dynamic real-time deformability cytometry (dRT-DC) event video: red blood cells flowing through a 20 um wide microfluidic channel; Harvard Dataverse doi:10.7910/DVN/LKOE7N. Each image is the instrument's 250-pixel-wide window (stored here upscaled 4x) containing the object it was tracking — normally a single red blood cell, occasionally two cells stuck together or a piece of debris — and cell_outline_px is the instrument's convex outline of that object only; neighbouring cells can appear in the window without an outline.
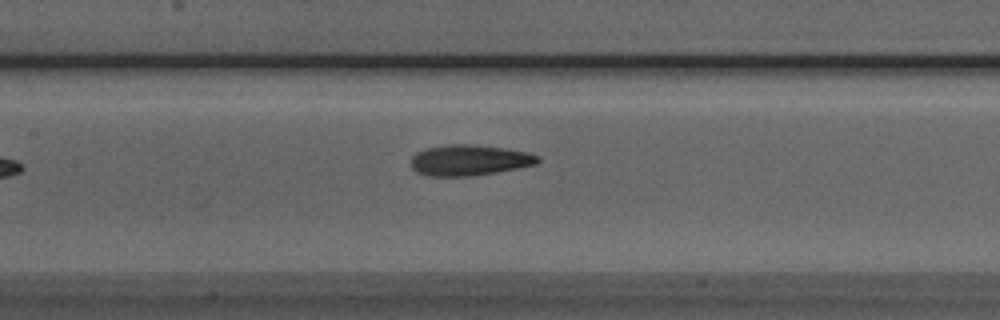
{"species": "Egyptian fruit bat (a non-hibernating species)", "species_latin": "Rousettus aegyptiacus", "temperature_condition": "room temperature", "stored_images_in_passage": 4, "camera_frame_rate_fps": 3000, "um_per_image_px": 0.085, "animal": {"sex": "male"}, "frame": {"image": 1, "passage_image": 4, "time_ms": 3.667, "image_size_px": [1000, 320], "cell_outline_px": [[540, 160], [536, 164], [496, 172], [468, 176], [428, 176], [416, 172], [412, 168], [412, 156], [416, 152], [428, 148], [448, 144], [464, 144], [504, 148], [528, 152], [540, 156]], "centroid_in_image_um": [39.88, 13.62], "position_along_channel_um": 167.5, "area_um2": 22.54}}